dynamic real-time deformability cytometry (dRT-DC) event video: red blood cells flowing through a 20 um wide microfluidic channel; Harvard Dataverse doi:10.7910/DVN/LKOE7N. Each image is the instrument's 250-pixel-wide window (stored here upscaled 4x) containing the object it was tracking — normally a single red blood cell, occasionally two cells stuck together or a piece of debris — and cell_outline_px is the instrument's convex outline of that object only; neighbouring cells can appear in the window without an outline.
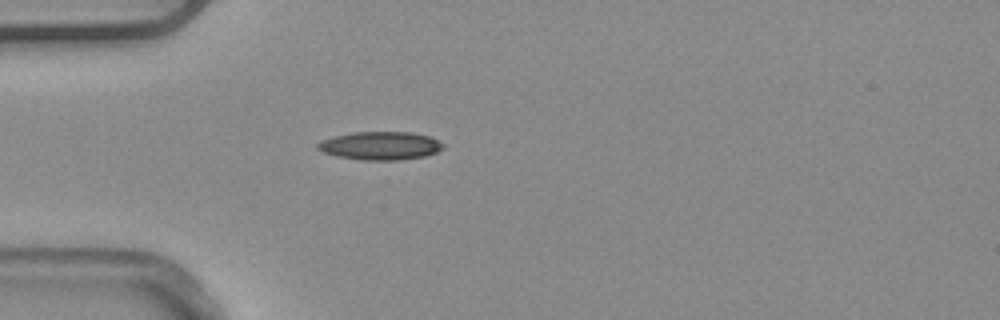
{"species": "common noctule bat (a hibernating species)", "species_latin": "Nyctalus noctula", "temperature_condition": "warm", "stored_images_in_passage": 1, "camera_frame_rate_fps": 3000, "um_per_image_px": 0.085, "animal": {"sex": "male", "body_mass_g": 20.4}, "frame": {"image": 1, "passage_image": 1, "time_ms": 0.0, "image_size_px": [1000, 320], "cell_outline_px": [[444, 148], [436, 152], [424, 156], [400, 160], [360, 160], [336, 156], [324, 152], [316, 148], [316, 144], [320, 140], [352, 132], [412, 132], [428, 136], [444, 144]], "centroid_in_image_um": [32.3, 12.39], "position_along_channel_um": 52.7, "area_um2": 20.63}}